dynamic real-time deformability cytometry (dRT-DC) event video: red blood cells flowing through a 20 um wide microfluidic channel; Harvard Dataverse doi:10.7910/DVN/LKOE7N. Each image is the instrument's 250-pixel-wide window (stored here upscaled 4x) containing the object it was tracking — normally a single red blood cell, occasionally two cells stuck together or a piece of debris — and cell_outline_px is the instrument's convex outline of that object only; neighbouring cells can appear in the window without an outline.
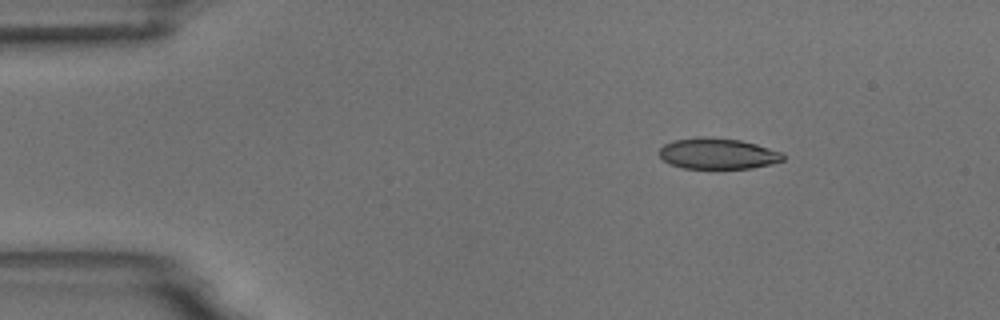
{"species": "common noctule bat (a hibernating species)", "species_latin": "Nyctalus noctula", "temperature_condition": "room temperature", "stored_images_in_passage": 4, "camera_frame_rate_fps": 3000, "um_per_image_px": 0.085, "animal": {"sex": "male", "body_mass_g": 18.8}, "frame": {"image": 1, "passage_image": 1, "time_ms": 0.0, "image_size_px": [1000, 320], "cell_outline_px": [[784, 160], [772, 164], [752, 168], [684, 168], [672, 164], [664, 160], [660, 156], [660, 148], [664, 144], [672, 140], [700, 136], [704, 136], [740, 140], [756, 144], [784, 152]], "centroid_in_image_um": [61.04, 13.04], "position_along_channel_um": 24.0, "area_um2": 22.37}}
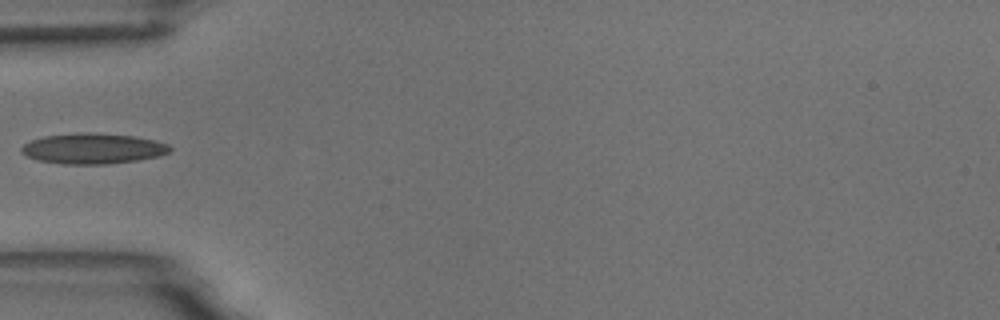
{"frame": {"image": 2, "passage_image": 4, "time_ms": 3.333, "image_size_px": [1000, 320], "cell_outline_px": [[172, 148], [168, 152], [160, 156], [136, 160], [104, 164], [64, 164], [40, 160], [28, 156], [20, 152], [20, 148], [24, 144], [32, 140], [44, 136], [76, 132], [92, 132], [136, 136], [168, 144]], "centroid_in_image_um": [7.89, 12.61], "position_along_channel_um": 77.1, "area_um2": 26.36}}